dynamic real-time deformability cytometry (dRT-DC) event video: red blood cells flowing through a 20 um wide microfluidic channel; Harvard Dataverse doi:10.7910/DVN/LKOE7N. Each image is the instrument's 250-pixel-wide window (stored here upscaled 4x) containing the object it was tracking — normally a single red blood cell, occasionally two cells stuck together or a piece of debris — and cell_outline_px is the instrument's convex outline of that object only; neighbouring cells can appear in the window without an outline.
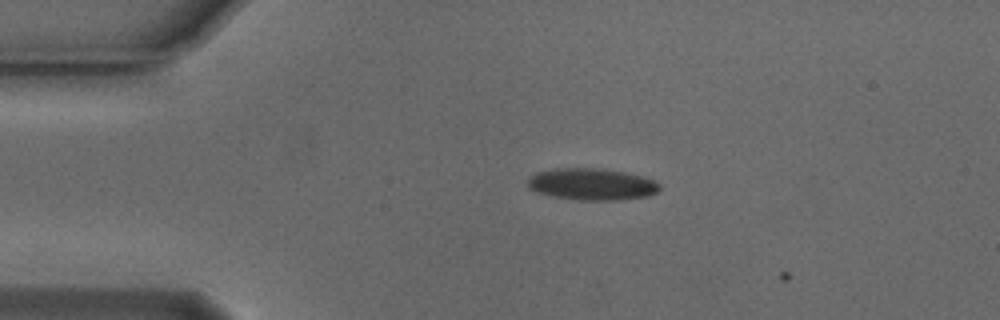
{"species": "Egyptian fruit bat (a non-hibernating species)", "species_latin": "Rousettus aegyptiacus", "temperature_condition": "cold", "stored_images_in_passage": 7, "camera_frame_rate_fps": 3000, "um_per_image_px": 0.085, "animal": {"sex": "male"}, "frame": {"image": 1, "passage_image": 6, "time_ms": 1.667, "image_size_px": [1000, 320], "cell_outline_px": [[660, 188], [656, 192], [648, 196], [616, 200], [584, 200], [552, 196], [528, 188], [528, 180], [536, 172], [556, 168], [604, 168], [624, 172], [656, 180], [660, 184]], "centroid_in_image_um": [50.33, 15.65], "position_along_channel_um": 34.7, "area_um2": 24.28}}